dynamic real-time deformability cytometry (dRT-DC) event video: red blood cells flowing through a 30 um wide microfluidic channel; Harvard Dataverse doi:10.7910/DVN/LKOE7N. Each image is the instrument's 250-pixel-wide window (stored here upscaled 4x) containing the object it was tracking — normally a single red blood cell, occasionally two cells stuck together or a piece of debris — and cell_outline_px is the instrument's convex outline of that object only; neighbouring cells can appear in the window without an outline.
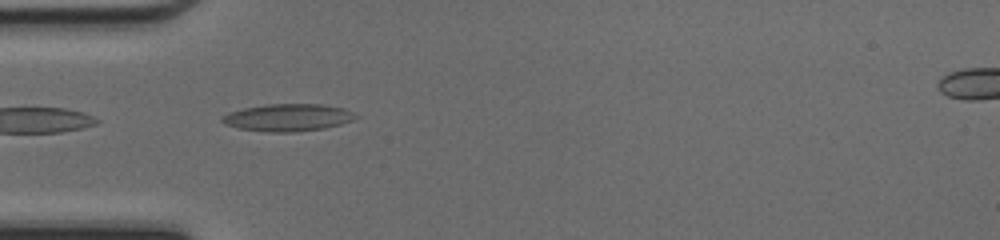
{"species": "common noctule bat (a hibernating species)", "species_latin": "Nyctalus noctula", "temperature_condition": "cold", "stored_images_in_passage": 31, "camera_frame_rate_fps": 3000, "um_per_image_px": 0.085, "animal": {"sex": "female", "body_mass_g": 17.0, "forearm_length_mm": 48.0}, "frame": {"image": 1, "passage_image": 1, "time_ms": 0.0, "image_size_px": [1000, 240], "cell_outline_px": [[356, 116], [352, 120], [340, 124], [324, 128], [292, 132], [268, 132], [240, 128], [224, 124], [220, 120], [220, 116], [228, 112], [244, 108], [268, 104], [320, 104], [344, 108], [352, 112]], "centroid_in_image_um": [24.41, 9.98], "position_along_channel_um": 60.6, "area_um2": 21.1}}
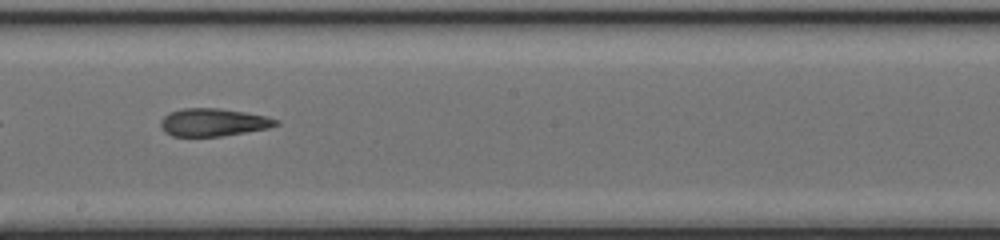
{"frame": {"image": 2, "passage_image": 13, "time_ms": 4.0, "image_size_px": [1000, 240], "cell_outline_px": [[280, 124], [268, 128], [220, 136], [172, 136], [164, 132], [160, 124], [160, 120], [168, 112], [184, 108], [220, 108], [268, 116], [280, 120]], "centroid_in_image_um": [18.13, 10.39], "position_along_channel_um": 230.1, "area_um2": 18.73}}
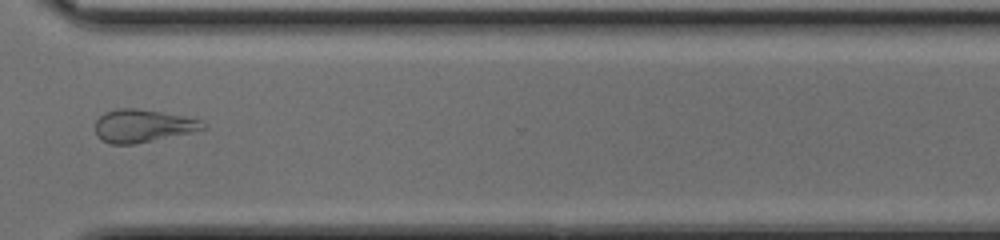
{"frame": {"image": 3, "passage_image": 22, "time_ms": 7.0, "image_size_px": [1000, 240], "cell_outline_px": [[208, 128], [152, 140], [132, 144], [112, 144], [100, 140], [96, 136], [96, 120], [104, 112], [116, 108], [136, 108], [184, 116], [200, 120]], "centroid_in_image_um": [12.08, 10.69], "position_along_channel_um": 358.5, "area_um2": 20.35}, "authors_computed_cell_mechanics": {"area_um2": 19.8832, "velocity_mm_per_s": 4.2944, "shape_relaxation_time_tau1_ms": null, "shape_relaxation_time_tau2_ms": 2.7736, "deformation_change_tau1": null, "deformation_change_tau2": 0.1348}}